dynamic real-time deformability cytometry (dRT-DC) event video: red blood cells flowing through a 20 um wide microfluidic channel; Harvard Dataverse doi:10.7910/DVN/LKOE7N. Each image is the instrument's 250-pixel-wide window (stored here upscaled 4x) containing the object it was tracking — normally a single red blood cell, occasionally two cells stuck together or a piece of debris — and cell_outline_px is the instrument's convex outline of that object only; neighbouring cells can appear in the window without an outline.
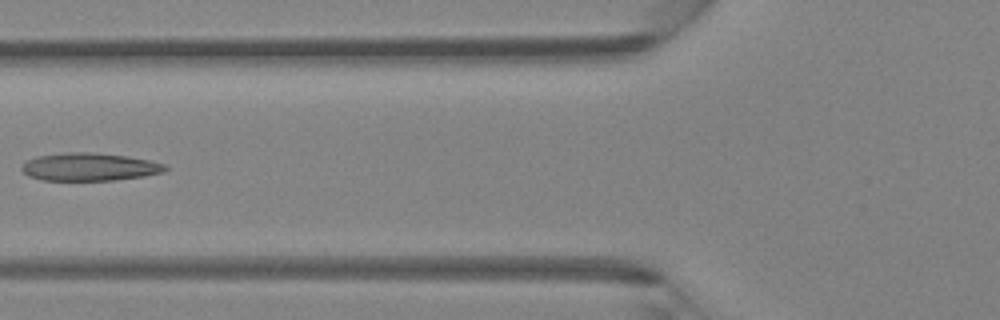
{"species": "Egyptian fruit bat (a non-hibernating species)", "species_latin": "Rousettus aegyptiacus", "temperature_condition": "room temperature", "stored_images_in_passage": 5, "camera_frame_rate_fps": 3000, "um_per_image_px": 0.085, "animal": {"sex": "female"}, "frame": {"image": 1, "passage_image": 5, "time_ms": 5.333, "image_size_px": [1000, 320], "cell_outline_px": [[168, 168], [164, 172], [144, 176], [116, 180], [40, 180], [28, 176], [20, 168], [28, 160], [36, 156], [68, 152], [92, 152], [128, 156], [148, 160], [164, 164]], "centroid_in_image_um": [7.6, 14.18], "position_along_channel_um": 118.2, "area_um2": 23.29}}